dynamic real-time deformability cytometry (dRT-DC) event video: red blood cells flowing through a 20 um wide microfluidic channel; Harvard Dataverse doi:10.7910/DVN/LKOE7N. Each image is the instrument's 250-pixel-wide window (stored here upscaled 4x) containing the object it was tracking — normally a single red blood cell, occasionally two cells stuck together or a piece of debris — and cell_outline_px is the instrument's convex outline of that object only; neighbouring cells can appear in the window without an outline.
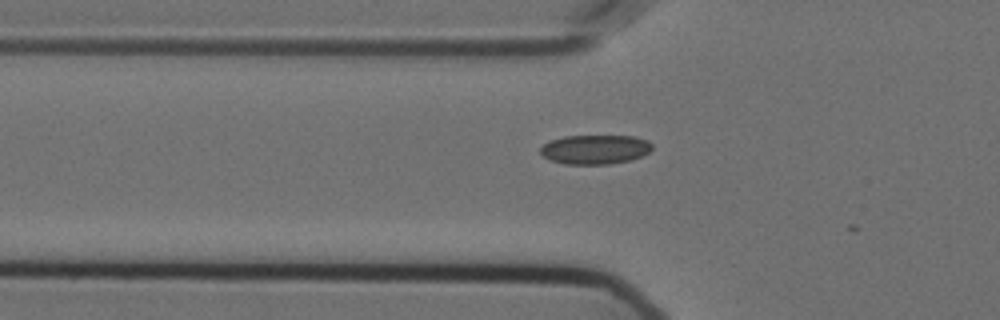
{"species": "Egyptian fruit bat (a non-hibernating species)", "species_latin": "Rousettus aegyptiacus", "temperature_condition": "cold", "stored_images_in_passage": 6, "camera_frame_rate_fps": 3000, "um_per_image_px": 0.085, "animal": {"sex": "female"}, "frame": {"image": 1, "passage_image": 3, "time_ms": 0.667, "image_size_px": [1000, 320], "cell_outline_px": [[652, 148], [648, 152], [640, 156], [628, 160], [608, 164], [564, 164], [552, 160], [544, 156], [540, 152], [540, 148], [544, 144], [552, 140], [564, 136], [636, 136], [648, 140], [652, 144]], "centroid_in_image_um": [50.59, 12.69], "position_along_channel_um": 75.2, "area_um2": 18.9}}